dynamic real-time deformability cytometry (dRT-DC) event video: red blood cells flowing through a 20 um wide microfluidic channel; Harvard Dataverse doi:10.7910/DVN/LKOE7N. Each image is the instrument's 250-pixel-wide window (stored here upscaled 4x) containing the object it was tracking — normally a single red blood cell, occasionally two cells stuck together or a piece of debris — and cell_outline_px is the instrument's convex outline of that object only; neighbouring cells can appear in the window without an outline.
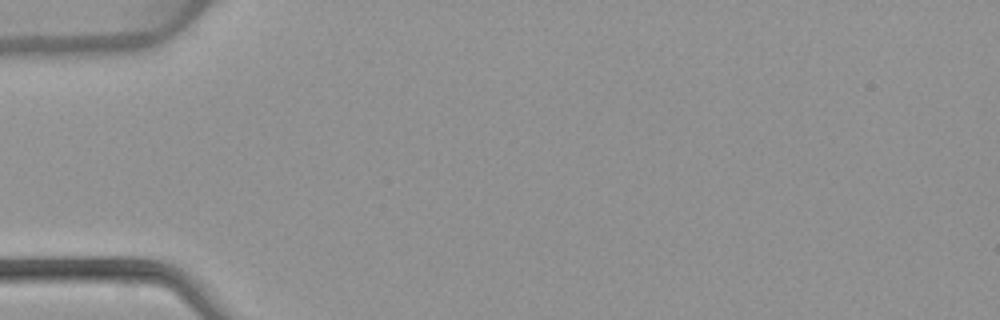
{"species": "common noctule bat (a hibernating species)", "species_latin": "Nyctalus noctula", "temperature_condition": "warm", "stored_images_in_passage": 2, "camera_frame_rate_fps": 3000, "um_per_image_px": 0.085, "animal": {"sex": "female", "body_mass_g": 22.7, "forearm_length_mm": 54.2}, "frame": {"image": 1, "passage_image": 1, "time_ms": 0.0, "image_size_px": [1000, 320], "cell_outline_px": [[116, 284], [32, 280], [44, 260], [96, 260], [116, 280]], "centroid_in_image_um": [6.28, 23.12], "position_along_channel_um": 78.7, "area_um2": 11.04}}